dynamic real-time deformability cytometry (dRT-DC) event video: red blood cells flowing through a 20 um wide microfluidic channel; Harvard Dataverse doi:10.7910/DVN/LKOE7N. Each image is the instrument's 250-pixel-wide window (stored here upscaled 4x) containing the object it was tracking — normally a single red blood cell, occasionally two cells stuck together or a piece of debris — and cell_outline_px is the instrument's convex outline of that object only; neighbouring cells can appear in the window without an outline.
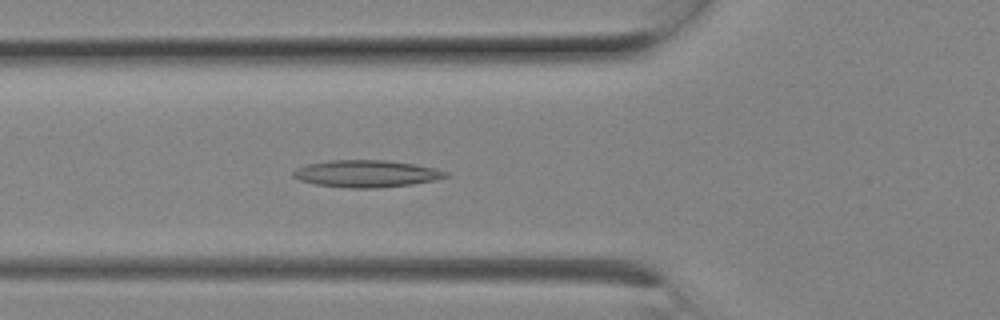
{"species": "Egyptian fruit bat (a non-hibernating species)", "species_latin": "Rousettus aegyptiacus", "temperature_condition": "room temperature", "stored_images_in_passage": 6, "camera_frame_rate_fps": 3000, "um_per_image_px": 0.085, "animal": {"sex": "female"}, "frame": {"image": 1, "passage_image": 6, "time_ms": 1.667, "image_size_px": [1000, 320], "cell_outline_px": [[448, 176], [436, 180], [412, 184], [380, 188], [348, 188], [316, 184], [300, 180], [292, 176], [292, 172], [296, 168], [308, 164], [328, 160], [388, 160], [412, 164], [432, 168], [448, 172]], "centroid_in_image_um": [31.12, 14.76], "position_along_channel_um": 94.7, "area_um2": 23.99}}